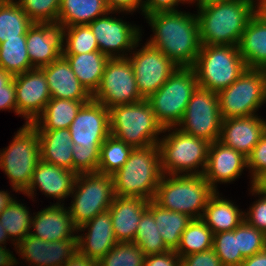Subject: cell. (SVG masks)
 <instances>
[{
  "mask_svg": "<svg viewBox=\"0 0 266 266\" xmlns=\"http://www.w3.org/2000/svg\"><path fill=\"white\" fill-rule=\"evenodd\" d=\"M146 16L155 30L154 38L148 44L159 49L178 67H193L201 48L197 17L178 11Z\"/></svg>",
  "mask_w": 266,
  "mask_h": 266,
  "instance_id": "obj_1",
  "label": "cell"
},
{
  "mask_svg": "<svg viewBox=\"0 0 266 266\" xmlns=\"http://www.w3.org/2000/svg\"><path fill=\"white\" fill-rule=\"evenodd\" d=\"M253 0H229L200 7L197 15L201 45L238 46L255 11Z\"/></svg>",
  "mask_w": 266,
  "mask_h": 266,
  "instance_id": "obj_2",
  "label": "cell"
},
{
  "mask_svg": "<svg viewBox=\"0 0 266 266\" xmlns=\"http://www.w3.org/2000/svg\"><path fill=\"white\" fill-rule=\"evenodd\" d=\"M162 176L158 145L133 148L125 164L112 175L114 194L153 200Z\"/></svg>",
  "mask_w": 266,
  "mask_h": 266,
  "instance_id": "obj_3",
  "label": "cell"
},
{
  "mask_svg": "<svg viewBox=\"0 0 266 266\" xmlns=\"http://www.w3.org/2000/svg\"><path fill=\"white\" fill-rule=\"evenodd\" d=\"M165 172L156 189L153 201L160 207L183 213L192 219H201L210 197L215 190L201 175H172L165 180ZM197 211V212H195ZM197 215H195V214Z\"/></svg>",
  "mask_w": 266,
  "mask_h": 266,
  "instance_id": "obj_4",
  "label": "cell"
},
{
  "mask_svg": "<svg viewBox=\"0 0 266 266\" xmlns=\"http://www.w3.org/2000/svg\"><path fill=\"white\" fill-rule=\"evenodd\" d=\"M109 121L111 135L133 148L157 145L155 136L167 130L156 120L147 99L109 108Z\"/></svg>",
  "mask_w": 266,
  "mask_h": 266,
  "instance_id": "obj_5",
  "label": "cell"
},
{
  "mask_svg": "<svg viewBox=\"0 0 266 266\" xmlns=\"http://www.w3.org/2000/svg\"><path fill=\"white\" fill-rule=\"evenodd\" d=\"M193 69L199 87L218 93L236 81L247 66L238 46L201 45Z\"/></svg>",
  "mask_w": 266,
  "mask_h": 266,
  "instance_id": "obj_6",
  "label": "cell"
},
{
  "mask_svg": "<svg viewBox=\"0 0 266 266\" xmlns=\"http://www.w3.org/2000/svg\"><path fill=\"white\" fill-rule=\"evenodd\" d=\"M197 87L193 67H177L169 79L147 99L163 129L178 125Z\"/></svg>",
  "mask_w": 266,
  "mask_h": 266,
  "instance_id": "obj_7",
  "label": "cell"
},
{
  "mask_svg": "<svg viewBox=\"0 0 266 266\" xmlns=\"http://www.w3.org/2000/svg\"><path fill=\"white\" fill-rule=\"evenodd\" d=\"M40 160L39 134L31 124H25L8 149L0 154V167L10 178L16 192L25 191Z\"/></svg>",
  "mask_w": 266,
  "mask_h": 266,
  "instance_id": "obj_8",
  "label": "cell"
},
{
  "mask_svg": "<svg viewBox=\"0 0 266 266\" xmlns=\"http://www.w3.org/2000/svg\"><path fill=\"white\" fill-rule=\"evenodd\" d=\"M222 119L250 117L266 101L263 69H246L230 86L218 93Z\"/></svg>",
  "mask_w": 266,
  "mask_h": 266,
  "instance_id": "obj_9",
  "label": "cell"
},
{
  "mask_svg": "<svg viewBox=\"0 0 266 266\" xmlns=\"http://www.w3.org/2000/svg\"><path fill=\"white\" fill-rule=\"evenodd\" d=\"M74 185L78 186L79 190L75 193L69 213L78 228L97 214L108 210L115 194L112 175L98 172L80 173L77 174Z\"/></svg>",
  "mask_w": 266,
  "mask_h": 266,
  "instance_id": "obj_10",
  "label": "cell"
},
{
  "mask_svg": "<svg viewBox=\"0 0 266 266\" xmlns=\"http://www.w3.org/2000/svg\"><path fill=\"white\" fill-rule=\"evenodd\" d=\"M157 145L160 151L162 173L168 171L170 175H177L180 171H191L192 168L199 167L198 165L201 164L203 170L190 172V175H203L210 145L207 140L176 130L161 142L159 141Z\"/></svg>",
  "mask_w": 266,
  "mask_h": 266,
  "instance_id": "obj_11",
  "label": "cell"
},
{
  "mask_svg": "<svg viewBox=\"0 0 266 266\" xmlns=\"http://www.w3.org/2000/svg\"><path fill=\"white\" fill-rule=\"evenodd\" d=\"M143 99L130 59L124 56L110 58L93 100L109 109L118 105L137 103Z\"/></svg>",
  "mask_w": 266,
  "mask_h": 266,
  "instance_id": "obj_12",
  "label": "cell"
},
{
  "mask_svg": "<svg viewBox=\"0 0 266 266\" xmlns=\"http://www.w3.org/2000/svg\"><path fill=\"white\" fill-rule=\"evenodd\" d=\"M180 124L185 125L179 129L183 133L205 139L210 143L218 141L222 124L218 94L198 86L178 125Z\"/></svg>",
  "mask_w": 266,
  "mask_h": 266,
  "instance_id": "obj_13",
  "label": "cell"
},
{
  "mask_svg": "<svg viewBox=\"0 0 266 266\" xmlns=\"http://www.w3.org/2000/svg\"><path fill=\"white\" fill-rule=\"evenodd\" d=\"M140 95L148 99L177 69V65L148 43L131 58Z\"/></svg>",
  "mask_w": 266,
  "mask_h": 266,
  "instance_id": "obj_14",
  "label": "cell"
},
{
  "mask_svg": "<svg viewBox=\"0 0 266 266\" xmlns=\"http://www.w3.org/2000/svg\"><path fill=\"white\" fill-rule=\"evenodd\" d=\"M69 130L73 144L100 148L111 134L109 109L92 99L80 108Z\"/></svg>",
  "mask_w": 266,
  "mask_h": 266,
  "instance_id": "obj_15",
  "label": "cell"
},
{
  "mask_svg": "<svg viewBox=\"0 0 266 266\" xmlns=\"http://www.w3.org/2000/svg\"><path fill=\"white\" fill-rule=\"evenodd\" d=\"M17 114H22L26 124H31L40 118L46 104L51 100V94L46 76L41 68H33L14 76Z\"/></svg>",
  "mask_w": 266,
  "mask_h": 266,
  "instance_id": "obj_16",
  "label": "cell"
},
{
  "mask_svg": "<svg viewBox=\"0 0 266 266\" xmlns=\"http://www.w3.org/2000/svg\"><path fill=\"white\" fill-rule=\"evenodd\" d=\"M64 36L65 31L58 24L33 23L26 33L32 67L42 68L60 58L63 55Z\"/></svg>",
  "mask_w": 266,
  "mask_h": 266,
  "instance_id": "obj_17",
  "label": "cell"
},
{
  "mask_svg": "<svg viewBox=\"0 0 266 266\" xmlns=\"http://www.w3.org/2000/svg\"><path fill=\"white\" fill-rule=\"evenodd\" d=\"M19 253L37 266H63L77 251V239L45 241L30 233L17 243Z\"/></svg>",
  "mask_w": 266,
  "mask_h": 266,
  "instance_id": "obj_18",
  "label": "cell"
},
{
  "mask_svg": "<svg viewBox=\"0 0 266 266\" xmlns=\"http://www.w3.org/2000/svg\"><path fill=\"white\" fill-rule=\"evenodd\" d=\"M266 132V121L250 117L222 119L219 142L247 157Z\"/></svg>",
  "mask_w": 266,
  "mask_h": 266,
  "instance_id": "obj_19",
  "label": "cell"
},
{
  "mask_svg": "<svg viewBox=\"0 0 266 266\" xmlns=\"http://www.w3.org/2000/svg\"><path fill=\"white\" fill-rule=\"evenodd\" d=\"M88 25L97 39L99 51L109 58H118L112 54L115 50L132 49L140 38L137 28L118 19L105 16Z\"/></svg>",
  "mask_w": 266,
  "mask_h": 266,
  "instance_id": "obj_20",
  "label": "cell"
},
{
  "mask_svg": "<svg viewBox=\"0 0 266 266\" xmlns=\"http://www.w3.org/2000/svg\"><path fill=\"white\" fill-rule=\"evenodd\" d=\"M247 167V157L219 141L210 143L204 179L215 189V182H230L236 179L243 167Z\"/></svg>",
  "mask_w": 266,
  "mask_h": 266,
  "instance_id": "obj_21",
  "label": "cell"
},
{
  "mask_svg": "<svg viewBox=\"0 0 266 266\" xmlns=\"http://www.w3.org/2000/svg\"><path fill=\"white\" fill-rule=\"evenodd\" d=\"M88 228L86 238L77 236L78 251L98 262L107 252H109L118 242L114 235L112 220L109 210L97 214L92 220L87 221L77 228L82 230Z\"/></svg>",
  "mask_w": 266,
  "mask_h": 266,
  "instance_id": "obj_22",
  "label": "cell"
},
{
  "mask_svg": "<svg viewBox=\"0 0 266 266\" xmlns=\"http://www.w3.org/2000/svg\"><path fill=\"white\" fill-rule=\"evenodd\" d=\"M149 201L139 197L115 196L109 207L114 235L117 242H133L141 215Z\"/></svg>",
  "mask_w": 266,
  "mask_h": 266,
  "instance_id": "obj_23",
  "label": "cell"
},
{
  "mask_svg": "<svg viewBox=\"0 0 266 266\" xmlns=\"http://www.w3.org/2000/svg\"><path fill=\"white\" fill-rule=\"evenodd\" d=\"M41 69L46 76L51 98L67 100L93 99V96L79 82L68 61L63 56Z\"/></svg>",
  "mask_w": 266,
  "mask_h": 266,
  "instance_id": "obj_24",
  "label": "cell"
},
{
  "mask_svg": "<svg viewBox=\"0 0 266 266\" xmlns=\"http://www.w3.org/2000/svg\"><path fill=\"white\" fill-rule=\"evenodd\" d=\"M76 176L74 171L40 160L35 167L31 183L24 192L32 195L35 186L38 185L46 195L60 200L74 193Z\"/></svg>",
  "mask_w": 266,
  "mask_h": 266,
  "instance_id": "obj_25",
  "label": "cell"
},
{
  "mask_svg": "<svg viewBox=\"0 0 266 266\" xmlns=\"http://www.w3.org/2000/svg\"><path fill=\"white\" fill-rule=\"evenodd\" d=\"M238 49L248 69L266 67V18L258 10L248 21Z\"/></svg>",
  "mask_w": 266,
  "mask_h": 266,
  "instance_id": "obj_26",
  "label": "cell"
},
{
  "mask_svg": "<svg viewBox=\"0 0 266 266\" xmlns=\"http://www.w3.org/2000/svg\"><path fill=\"white\" fill-rule=\"evenodd\" d=\"M35 216L31 225L36 232L30 233L31 235L45 241L77 239V236L71 235L77 227L73 223L69 210L66 211L60 204L52 205Z\"/></svg>",
  "mask_w": 266,
  "mask_h": 266,
  "instance_id": "obj_27",
  "label": "cell"
},
{
  "mask_svg": "<svg viewBox=\"0 0 266 266\" xmlns=\"http://www.w3.org/2000/svg\"><path fill=\"white\" fill-rule=\"evenodd\" d=\"M40 140L41 160L73 171V142L69 128L37 130Z\"/></svg>",
  "mask_w": 266,
  "mask_h": 266,
  "instance_id": "obj_28",
  "label": "cell"
},
{
  "mask_svg": "<svg viewBox=\"0 0 266 266\" xmlns=\"http://www.w3.org/2000/svg\"><path fill=\"white\" fill-rule=\"evenodd\" d=\"M79 82L93 96L98 90L105 66L110 59L100 51L82 54H63Z\"/></svg>",
  "mask_w": 266,
  "mask_h": 266,
  "instance_id": "obj_29",
  "label": "cell"
},
{
  "mask_svg": "<svg viewBox=\"0 0 266 266\" xmlns=\"http://www.w3.org/2000/svg\"><path fill=\"white\" fill-rule=\"evenodd\" d=\"M111 12L105 0H61L57 24L63 29L93 22L99 15Z\"/></svg>",
  "mask_w": 266,
  "mask_h": 266,
  "instance_id": "obj_30",
  "label": "cell"
},
{
  "mask_svg": "<svg viewBox=\"0 0 266 266\" xmlns=\"http://www.w3.org/2000/svg\"><path fill=\"white\" fill-rule=\"evenodd\" d=\"M91 100H67L51 98L46 104L42 118L37 119L31 125L36 130H57L69 128L80 108ZM43 124L40 127L41 121Z\"/></svg>",
  "mask_w": 266,
  "mask_h": 266,
  "instance_id": "obj_31",
  "label": "cell"
},
{
  "mask_svg": "<svg viewBox=\"0 0 266 266\" xmlns=\"http://www.w3.org/2000/svg\"><path fill=\"white\" fill-rule=\"evenodd\" d=\"M243 212L227 200L219 199L216 191L205 207L202 220L213 234L232 231L244 221Z\"/></svg>",
  "mask_w": 266,
  "mask_h": 266,
  "instance_id": "obj_32",
  "label": "cell"
},
{
  "mask_svg": "<svg viewBox=\"0 0 266 266\" xmlns=\"http://www.w3.org/2000/svg\"><path fill=\"white\" fill-rule=\"evenodd\" d=\"M148 209L153 213L155 224L166 247L176 251L180 244L181 235L192 218L183 213L164 209L153 200L149 201Z\"/></svg>",
  "mask_w": 266,
  "mask_h": 266,
  "instance_id": "obj_33",
  "label": "cell"
},
{
  "mask_svg": "<svg viewBox=\"0 0 266 266\" xmlns=\"http://www.w3.org/2000/svg\"><path fill=\"white\" fill-rule=\"evenodd\" d=\"M33 25L31 19L13 0H0V43L6 39H20Z\"/></svg>",
  "mask_w": 266,
  "mask_h": 266,
  "instance_id": "obj_34",
  "label": "cell"
},
{
  "mask_svg": "<svg viewBox=\"0 0 266 266\" xmlns=\"http://www.w3.org/2000/svg\"><path fill=\"white\" fill-rule=\"evenodd\" d=\"M213 232L202 219H192L181 235L175 251L180 258L213 248Z\"/></svg>",
  "mask_w": 266,
  "mask_h": 266,
  "instance_id": "obj_35",
  "label": "cell"
},
{
  "mask_svg": "<svg viewBox=\"0 0 266 266\" xmlns=\"http://www.w3.org/2000/svg\"><path fill=\"white\" fill-rule=\"evenodd\" d=\"M0 68L13 76L33 69L26 45V35L0 43Z\"/></svg>",
  "mask_w": 266,
  "mask_h": 266,
  "instance_id": "obj_36",
  "label": "cell"
},
{
  "mask_svg": "<svg viewBox=\"0 0 266 266\" xmlns=\"http://www.w3.org/2000/svg\"><path fill=\"white\" fill-rule=\"evenodd\" d=\"M132 150V146L110 134L100 147L97 172L113 175L125 164Z\"/></svg>",
  "mask_w": 266,
  "mask_h": 266,
  "instance_id": "obj_37",
  "label": "cell"
},
{
  "mask_svg": "<svg viewBox=\"0 0 266 266\" xmlns=\"http://www.w3.org/2000/svg\"><path fill=\"white\" fill-rule=\"evenodd\" d=\"M134 243L140 247L145 255L161 254L169 251L155 224L153 213L148 208L141 215Z\"/></svg>",
  "mask_w": 266,
  "mask_h": 266,
  "instance_id": "obj_38",
  "label": "cell"
},
{
  "mask_svg": "<svg viewBox=\"0 0 266 266\" xmlns=\"http://www.w3.org/2000/svg\"><path fill=\"white\" fill-rule=\"evenodd\" d=\"M0 222L7 232L8 236H12L21 242L29 233L32 219L29 212L22 204L12 200L4 211L0 213Z\"/></svg>",
  "mask_w": 266,
  "mask_h": 266,
  "instance_id": "obj_39",
  "label": "cell"
},
{
  "mask_svg": "<svg viewBox=\"0 0 266 266\" xmlns=\"http://www.w3.org/2000/svg\"><path fill=\"white\" fill-rule=\"evenodd\" d=\"M145 254L133 242H118L97 263L98 266H144Z\"/></svg>",
  "mask_w": 266,
  "mask_h": 266,
  "instance_id": "obj_40",
  "label": "cell"
},
{
  "mask_svg": "<svg viewBox=\"0 0 266 266\" xmlns=\"http://www.w3.org/2000/svg\"><path fill=\"white\" fill-rule=\"evenodd\" d=\"M212 249L223 266H241L245 258L238 250V226L232 231L215 233Z\"/></svg>",
  "mask_w": 266,
  "mask_h": 266,
  "instance_id": "obj_41",
  "label": "cell"
},
{
  "mask_svg": "<svg viewBox=\"0 0 266 266\" xmlns=\"http://www.w3.org/2000/svg\"><path fill=\"white\" fill-rule=\"evenodd\" d=\"M68 33L63 54H82L99 51L98 42L89 25H73L66 28Z\"/></svg>",
  "mask_w": 266,
  "mask_h": 266,
  "instance_id": "obj_42",
  "label": "cell"
},
{
  "mask_svg": "<svg viewBox=\"0 0 266 266\" xmlns=\"http://www.w3.org/2000/svg\"><path fill=\"white\" fill-rule=\"evenodd\" d=\"M61 0H19L21 9L33 23L57 24Z\"/></svg>",
  "mask_w": 266,
  "mask_h": 266,
  "instance_id": "obj_43",
  "label": "cell"
},
{
  "mask_svg": "<svg viewBox=\"0 0 266 266\" xmlns=\"http://www.w3.org/2000/svg\"><path fill=\"white\" fill-rule=\"evenodd\" d=\"M265 233L245 220L238 226V250L244 258L264 250Z\"/></svg>",
  "mask_w": 266,
  "mask_h": 266,
  "instance_id": "obj_44",
  "label": "cell"
},
{
  "mask_svg": "<svg viewBox=\"0 0 266 266\" xmlns=\"http://www.w3.org/2000/svg\"><path fill=\"white\" fill-rule=\"evenodd\" d=\"M73 171L80 173H96L99 165L100 148H85L73 144Z\"/></svg>",
  "mask_w": 266,
  "mask_h": 266,
  "instance_id": "obj_45",
  "label": "cell"
},
{
  "mask_svg": "<svg viewBox=\"0 0 266 266\" xmlns=\"http://www.w3.org/2000/svg\"><path fill=\"white\" fill-rule=\"evenodd\" d=\"M247 167L253 168V180L266 169V132L247 156Z\"/></svg>",
  "mask_w": 266,
  "mask_h": 266,
  "instance_id": "obj_46",
  "label": "cell"
},
{
  "mask_svg": "<svg viewBox=\"0 0 266 266\" xmlns=\"http://www.w3.org/2000/svg\"><path fill=\"white\" fill-rule=\"evenodd\" d=\"M252 192L257 194L264 195L262 199L258 200L256 204H254L247 217L244 219L250 226L257 228L258 230L266 233V194L259 193L254 188Z\"/></svg>",
  "mask_w": 266,
  "mask_h": 266,
  "instance_id": "obj_47",
  "label": "cell"
},
{
  "mask_svg": "<svg viewBox=\"0 0 266 266\" xmlns=\"http://www.w3.org/2000/svg\"><path fill=\"white\" fill-rule=\"evenodd\" d=\"M181 266H223L213 249L181 258Z\"/></svg>",
  "mask_w": 266,
  "mask_h": 266,
  "instance_id": "obj_48",
  "label": "cell"
},
{
  "mask_svg": "<svg viewBox=\"0 0 266 266\" xmlns=\"http://www.w3.org/2000/svg\"><path fill=\"white\" fill-rule=\"evenodd\" d=\"M144 266H181V258L174 250L150 254L145 256Z\"/></svg>",
  "mask_w": 266,
  "mask_h": 266,
  "instance_id": "obj_49",
  "label": "cell"
},
{
  "mask_svg": "<svg viewBox=\"0 0 266 266\" xmlns=\"http://www.w3.org/2000/svg\"><path fill=\"white\" fill-rule=\"evenodd\" d=\"M146 1L144 4H142L143 12L145 13V15H151L158 12L177 11L174 9L173 6H175L180 1H186V0H146Z\"/></svg>",
  "mask_w": 266,
  "mask_h": 266,
  "instance_id": "obj_50",
  "label": "cell"
},
{
  "mask_svg": "<svg viewBox=\"0 0 266 266\" xmlns=\"http://www.w3.org/2000/svg\"><path fill=\"white\" fill-rule=\"evenodd\" d=\"M12 108L17 113L14 79L7 85V91H0V109Z\"/></svg>",
  "mask_w": 266,
  "mask_h": 266,
  "instance_id": "obj_51",
  "label": "cell"
},
{
  "mask_svg": "<svg viewBox=\"0 0 266 266\" xmlns=\"http://www.w3.org/2000/svg\"><path fill=\"white\" fill-rule=\"evenodd\" d=\"M140 1L141 0H105V3L110 11H132L139 6Z\"/></svg>",
  "mask_w": 266,
  "mask_h": 266,
  "instance_id": "obj_52",
  "label": "cell"
},
{
  "mask_svg": "<svg viewBox=\"0 0 266 266\" xmlns=\"http://www.w3.org/2000/svg\"><path fill=\"white\" fill-rule=\"evenodd\" d=\"M63 266H98V263L77 251Z\"/></svg>",
  "mask_w": 266,
  "mask_h": 266,
  "instance_id": "obj_53",
  "label": "cell"
},
{
  "mask_svg": "<svg viewBox=\"0 0 266 266\" xmlns=\"http://www.w3.org/2000/svg\"><path fill=\"white\" fill-rule=\"evenodd\" d=\"M241 266H266V251L263 250L251 257L245 258Z\"/></svg>",
  "mask_w": 266,
  "mask_h": 266,
  "instance_id": "obj_54",
  "label": "cell"
},
{
  "mask_svg": "<svg viewBox=\"0 0 266 266\" xmlns=\"http://www.w3.org/2000/svg\"><path fill=\"white\" fill-rule=\"evenodd\" d=\"M252 185L259 193L266 194V169L252 180Z\"/></svg>",
  "mask_w": 266,
  "mask_h": 266,
  "instance_id": "obj_55",
  "label": "cell"
},
{
  "mask_svg": "<svg viewBox=\"0 0 266 266\" xmlns=\"http://www.w3.org/2000/svg\"><path fill=\"white\" fill-rule=\"evenodd\" d=\"M16 263L15 258L5 250L2 246H0V266H12Z\"/></svg>",
  "mask_w": 266,
  "mask_h": 266,
  "instance_id": "obj_56",
  "label": "cell"
},
{
  "mask_svg": "<svg viewBox=\"0 0 266 266\" xmlns=\"http://www.w3.org/2000/svg\"><path fill=\"white\" fill-rule=\"evenodd\" d=\"M14 79V76L0 68V91H7V85Z\"/></svg>",
  "mask_w": 266,
  "mask_h": 266,
  "instance_id": "obj_57",
  "label": "cell"
},
{
  "mask_svg": "<svg viewBox=\"0 0 266 266\" xmlns=\"http://www.w3.org/2000/svg\"><path fill=\"white\" fill-rule=\"evenodd\" d=\"M12 200L8 193L0 191V213L6 209Z\"/></svg>",
  "mask_w": 266,
  "mask_h": 266,
  "instance_id": "obj_58",
  "label": "cell"
},
{
  "mask_svg": "<svg viewBox=\"0 0 266 266\" xmlns=\"http://www.w3.org/2000/svg\"><path fill=\"white\" fill-rule=\"evenodd\" d=\"M189 1H193V0H189ZM197 1H198V5L200 8L203 6H207V5H211V4H215V3H220V2H225V1H229V0H197Z\"/></svg>",
  "mask_w": 266,
  "mask_h": 266,
  "instance_id": "obj_59",
  "label": "cell"
},
{
  "mask_svg": "<svg viewBox=\"0 0 266 266\" xmlns=\"http://www.w3.org/2000/svg\"><path fill=\"white\" fill-rule=\"evenodd\" d=\"M258 11L266 18V0L259 2Z\"/></svg>",
  "mask_w": 266,
  "mask_h": 266,
  "instance_id": "obj_60",
  "label": "cell"
},
{
  "mask_svg": "<svg viewBox=\"0 0 266 266\" xmlns=\"http://www.w3.org/2000/svg\"><path fill=\"white\" fill-rule=\"evenodd\" d=\"M7 237H8V234L0 222V244L6 241L5 239H7Z\"/></svg>",
  "mask_w": 266,
  "mask_h": 266,
  "instance_id": "obj_61",
  "label": "cell"
},
{
  "mask_svg": "<svg viewBox=\"0 0 266 266\" xmlns=\"http://www.w3.org/2000/svg\"><path fill=\"white\" fill-rule=\"evenodd\" d=\"M264 250L266 251V233H265V243H264Z\"/></svg>",
  "mask_w": 266,
  "mask_h": 266,
  "instance_id": "obj_62",
  "label": "cell"
},
{
  "mask_svg": "<svg viewBox=\"0 0 266 266\" xmlns=\"http://www.w3.org/2000/svg\"><path fill=\"white\" fill-rule=\"evenodd\" d=\"M263 70H264V74H265V78H266V67Z\"/></svg>",
  "mask_w": 266,
  "mask_h": 266,
  "instance_id": "obj_63",
  "label": "cell"
}]
</instances>
